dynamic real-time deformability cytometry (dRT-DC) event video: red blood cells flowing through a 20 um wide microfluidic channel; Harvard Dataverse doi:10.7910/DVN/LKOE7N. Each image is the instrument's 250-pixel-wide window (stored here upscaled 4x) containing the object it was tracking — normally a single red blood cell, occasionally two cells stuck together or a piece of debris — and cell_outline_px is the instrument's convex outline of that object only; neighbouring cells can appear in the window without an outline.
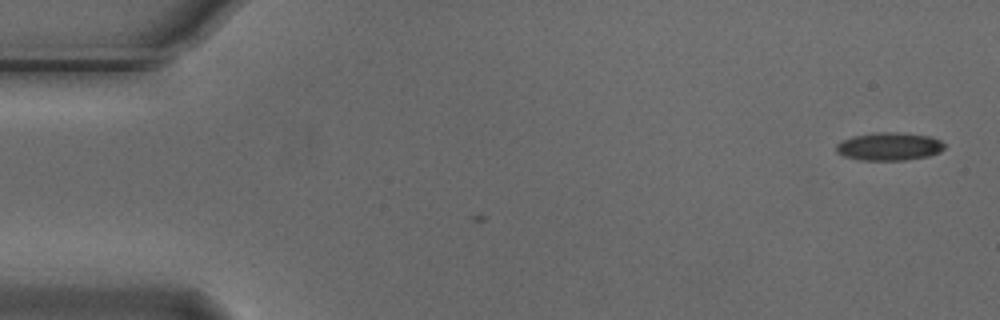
{"species": "Egyptian fruit bat (a non-hibernating species)", "species_latin": "Rousettus aegyptiacus", "temperature_condition": "cold", "stored_images_in_passage": 2, "camera_frame_rate_fps": 3000, "um_per_image_px": 0.085, "animal": {"sex": "male"}, "frame": {"image": 1, "passage_image": 2, "time_ms": 0.333, "image_size_px": [1000, 320], "cell_outline_px": [[944, 148], [940, 152], [928, 156], [904, 160], [860, 160], [844, 156], [836, 152], [836, 144], [852, 136], [880, 132], [896, 132], [932, 136], [940, 140], [944, 144]], "centroid_in_image_um": [75.59, 12.45], "position_along_channel_um": 9.4, "area_um2": 17.63}}